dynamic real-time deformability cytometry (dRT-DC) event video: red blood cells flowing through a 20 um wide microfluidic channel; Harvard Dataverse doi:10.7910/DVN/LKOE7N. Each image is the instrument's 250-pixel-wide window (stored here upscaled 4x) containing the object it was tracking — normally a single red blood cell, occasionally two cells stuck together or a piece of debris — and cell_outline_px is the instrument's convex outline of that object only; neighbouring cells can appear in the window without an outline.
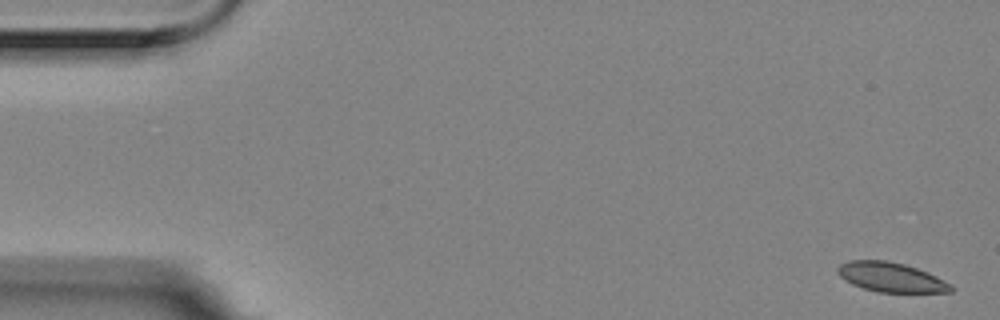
{"species": "Egyptian fruit bat (a non-hibernating species)", "species_latin": "Rousettus aegyptiacus", "temperature_condition": "room temperature", "stored_images_in_passage": 6, "segment_of_instrument_passage": [1, 2], "camera_frame_rate_fps": 3000, "um_per_image_px": 0.085, "animal": {"sex": "female"}, "frame": {"image": 1, "passage_image": 1, "time_ms": 0.0, "image_size_px": [1000, 320], "cell_outline_px": [[952, 292], [876, 292], [852, 284], [844, 280], [836, 272], [836, 268], [840, 264], [848, 260], [884, 260], [904, 264], [928, 272], [936, 276], [948, 284], [952, 288]], "centroid_in_image_um": [75.66, 23.55], "position_along_channel_um": 9.3, "area_um2": 19.36}}
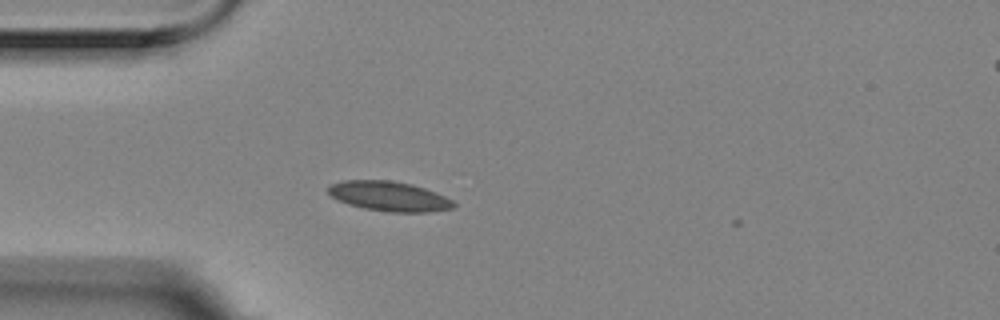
{"frame": {"image": 2, "passage_image": 5, "time_ms": 1.333, "image_size_px": [1000, 320], "cell_outline_px": [[456, 204], [452, 208], [428, 212], [388, 212], [364, 208], [348, 204], [336, 200], [328, 192], [328, 188], [332, 184], [344, 180], [388, 180], [412, 184], [424, 188], [444, 196], [452, 200]], "centroid_in_image_um": [33.06, 16.68], "position_along_channel_um": 51.9, "area_um2": 21.62}}